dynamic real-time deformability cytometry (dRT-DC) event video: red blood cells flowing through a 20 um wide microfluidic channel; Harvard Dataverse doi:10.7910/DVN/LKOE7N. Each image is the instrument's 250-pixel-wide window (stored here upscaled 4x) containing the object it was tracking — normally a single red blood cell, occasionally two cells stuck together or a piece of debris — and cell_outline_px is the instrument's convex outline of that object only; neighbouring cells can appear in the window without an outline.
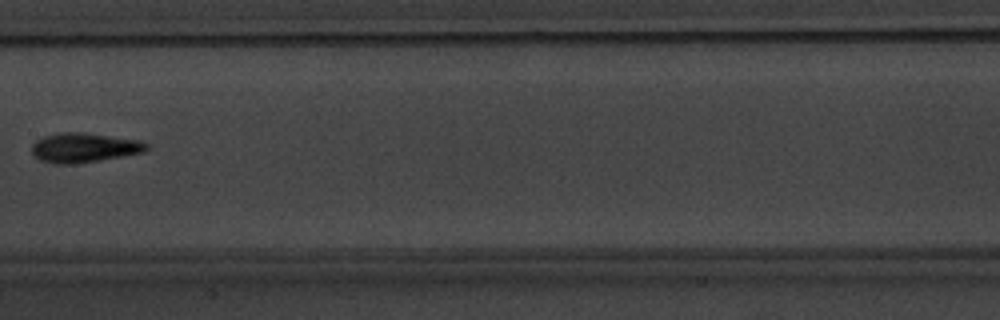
{"species": "common noctule bat (a hibernating species)", "species_latin": "Nyctalus noctula", "temperature_condition": "warm", "stored_images_in_passage": 4, "camera_frame_rate_fps": 3000, "um_per_image_px": 0.085, "animal": {"sex": "male", "body_mass_g": 20.1, "forearm_length_mm": 53.5}, "frame": {"image": 1, "passage_image": 4, "time_ms": 3.333, "image_size_px": [1000, 320], "cell_outline_px": [[148, 148], [144, 152], [96, 160], [68, 164], [52, 164], [40, 160], [32, 156], [32, 144], [36, 140], [44, 136], [56, 132], [84, 132], [136, 140], [148, 144]], "centroid_in_image_um": [7.06, 12.54], "position_along_channel_um": 200.3, "area_um2": 19.54}}